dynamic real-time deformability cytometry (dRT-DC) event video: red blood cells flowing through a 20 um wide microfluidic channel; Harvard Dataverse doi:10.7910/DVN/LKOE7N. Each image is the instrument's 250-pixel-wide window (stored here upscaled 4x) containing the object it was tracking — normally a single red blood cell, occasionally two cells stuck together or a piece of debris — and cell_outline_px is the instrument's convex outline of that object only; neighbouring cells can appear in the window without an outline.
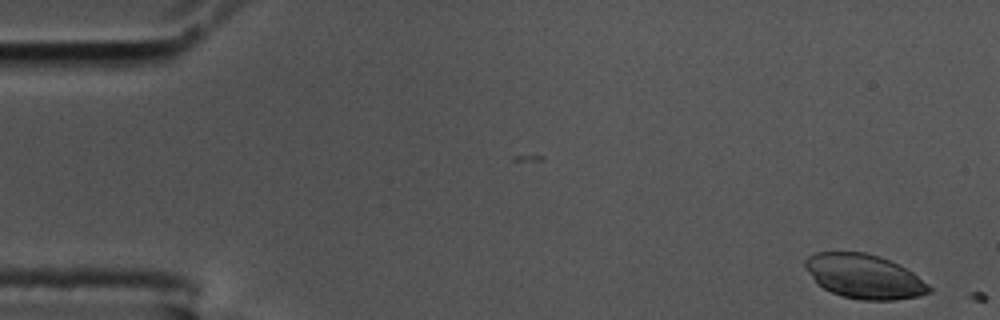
{"species": "common noctule bat (a hibernating species)", "species_latin": "Nyctalus noctula", "temperature_condition": "cold", "stored_images_in_passage": 2, "camera_frame_rate_fps": 3000, "um_per_image_px": 0.085, "animal": {"sex": "male", "body_mass_g": 17.5, "forearm_length_mm": 52.3}, "frame": {"image": 1, "passage_image": 1, "time_ms": 0.0, "image_size_px": [1000, 320], "cell_outline_px": [[932, 292], [916, 296], [892, 300], [860, 300], [840, 296], [816, 284], [804, 264], [804, 260], [808, 256], [816, 252], [864, 252], [888, 260], [912, 272], [928, 284], [932, 288]], "centroid_in_image_um": [73.42, 23.5], "position_along_channel_um": 11.6, "area_um2": 31.67}}